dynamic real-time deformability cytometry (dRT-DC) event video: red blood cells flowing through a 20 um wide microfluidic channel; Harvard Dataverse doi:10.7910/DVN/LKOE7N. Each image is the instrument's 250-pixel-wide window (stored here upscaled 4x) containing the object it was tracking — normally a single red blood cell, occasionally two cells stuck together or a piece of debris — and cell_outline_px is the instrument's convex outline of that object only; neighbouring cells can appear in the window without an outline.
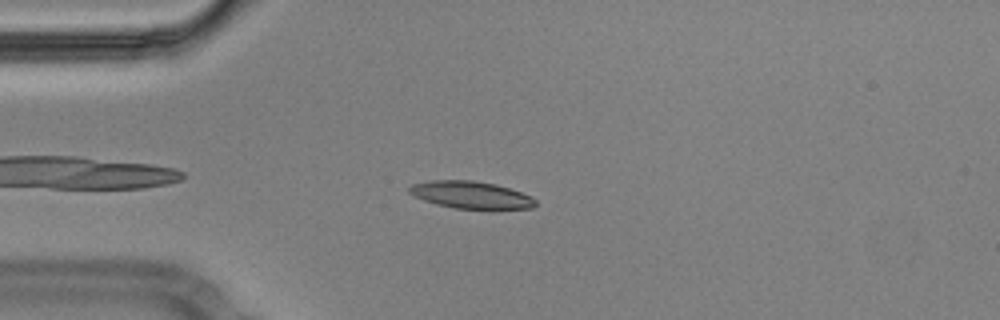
{"species": "Egyptian fruit bat (a non-hibernating species)", "species_latin": "Rousettus aegyptiacus", "temperature_condition": "cold", "stored_images_in_passage": 40, "camera_frame_rate_fps": 3000, "um_per_image_px": 0.085, "animal": {"sex": "male"}, "frame": {"image": 1, "passage_image": 6, "time_ms": 1.667, "image_size_px": [1000, 320], "cell_outline_px": [[536, 204], [532, 208], [456, 208], [436, 204], [424, 200], [408, 192], [408, 188], [412, 184], [432, 180], [472, 180], [496, 184], [532, 196], [536, 200]], "centroid_in_image_um": [40.02, 16.55], "position_along_channel_um": 45.0, "area_um2": 19.71}}
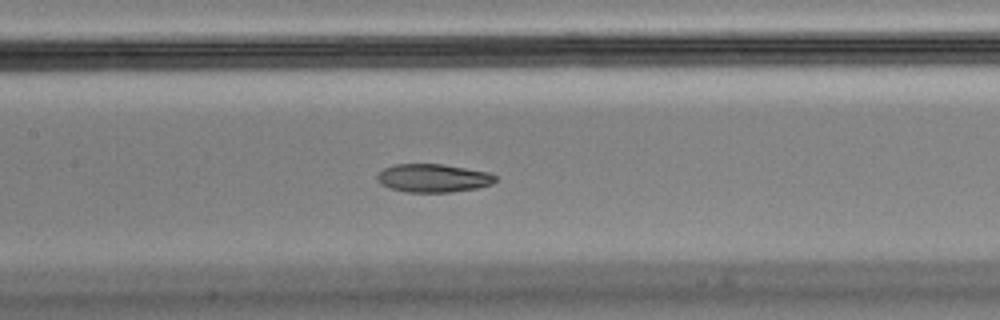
{"frame": {"image": 2, "passage_image": 18, "time_ms": 5.667, "image_size_px": [1000, 320], "cell_outline_px": [[496, 180], [492, 184], [476, 188], [452, 192], [404, 192], [388, 188], [380, 184], [376, 180], [376, 176], [384, 168], [396, 164], [440, 164], [488, 172], [496, 176]], "centroid_in_image_um": [36.78, 15.15], "position_along_channel_um": 170.6, "area_um2": 19.48}}
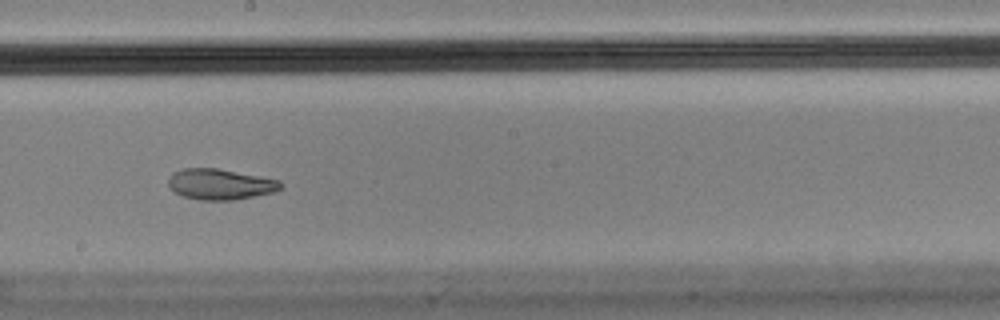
{"frame": {"image": 3, "passage_image": 23, "time_ms": 7.333, "image_size_px": [1000, 320], "cell_outline_px": [[284, 184], [276, 192], [232, 200], [200, 200], [184, 196], [176, 192], [168, 184], [168, 180], [172, 172], [184, 168], [216, 168], [280, 180]], "centroid_in_image_um": [18.73, 15.66], "position_along_channel_um": 229.5, "area_um2": 20.0}, "authors_computed_cell_mechanics": {"area_um2": 20.3456, "velocity_mm_per_s": 3.5457, "shape_relaxation_time_tau1_ms": null, "shape_relaxation_time_tau2_ms": 2.6685, "deformation_change_tau1": null, "deformation_change_tau2": 0.0738}}